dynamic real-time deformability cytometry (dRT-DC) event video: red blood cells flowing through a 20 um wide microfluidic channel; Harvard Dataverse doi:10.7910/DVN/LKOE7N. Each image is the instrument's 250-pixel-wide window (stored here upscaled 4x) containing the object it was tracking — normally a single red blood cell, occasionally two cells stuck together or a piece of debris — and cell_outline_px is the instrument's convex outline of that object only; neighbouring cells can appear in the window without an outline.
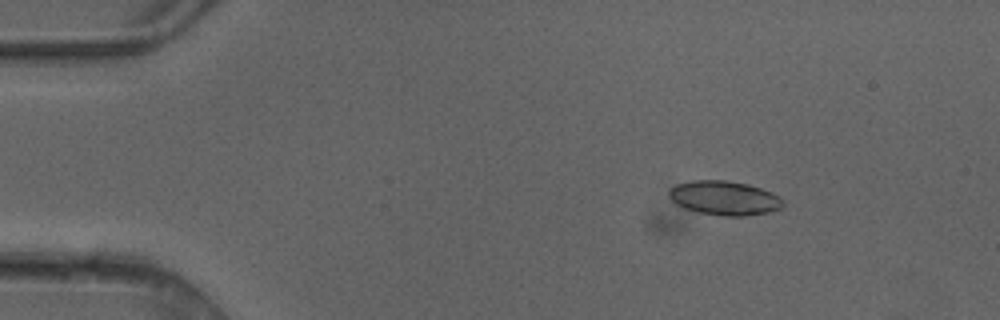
{"species": "common noctule bat (a hibernating species)", "species_latin": "Nyctalus noctula", "temperature_condition": "cold", "stored_images_in_passage": 3, "camera_frame_rate_fps": 3000, "um_per_image_px": 0.085, "animal": {"sex": "female"}, "frame": {"image": 1, "passage_image": 2, "time_ms": 0.333, "image_size_px": [1000, 320], "cell_outline_px": [[784, 204], [780, 208], [768, 212], [744, 216], [724, 216], [700, 212], [684, 208], [676, 204], [668, 196], [668, 192], [676, 184], [692, 180], [724, 180], [748, 184], [772, 192], [780, 196], [784, 200]], "centroid_in_image_um": [61.58, 16.82], "position_along_channel_um": 23.4, "area_um2": 22.72}}